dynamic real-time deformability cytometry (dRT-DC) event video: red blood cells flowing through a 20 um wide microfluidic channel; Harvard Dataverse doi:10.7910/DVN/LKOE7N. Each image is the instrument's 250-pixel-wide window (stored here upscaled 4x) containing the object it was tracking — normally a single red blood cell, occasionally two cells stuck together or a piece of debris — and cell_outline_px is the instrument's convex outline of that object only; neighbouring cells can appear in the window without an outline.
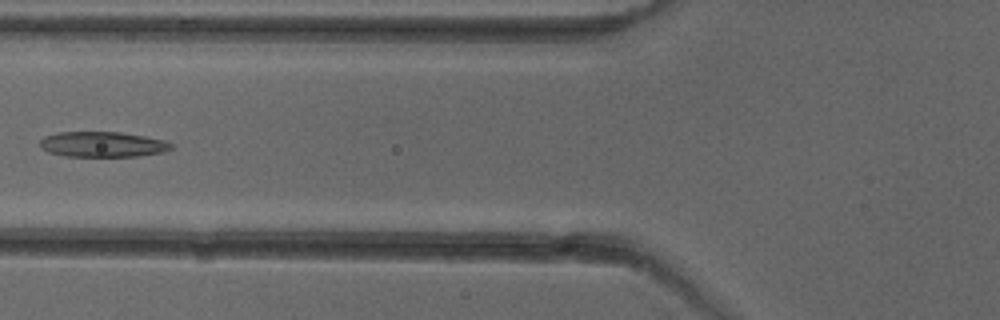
{"species": "common noctule bat (a hibernating species)", "species_latin": "Nyctalus noctula", "temperature_condition": "cold", "stored_images_in_passage": 5, "segment_of_instrument_passage": [2, 2], "camera_frame_rate_fps": 3000, "um_per_image_px": 0.085, "animal": {"sex": "female"}, "frame": {"image": 1, "passage_image": 5, "time_ms": 5.667, "image_size_px": [1000, 320], "cell_outline_px": [[172, 148], [164, 152], [140, 156], [64, 156], [48, 152], [40, 148], [40, 140], [44, 136], [60, 132], [120, 132], [144, 136], [164, 140], [172, 144]], "centroid_in_image_um": [8.7, 12.27], "position_along_channel_um": 117.1, "area_um2": 19.42}}